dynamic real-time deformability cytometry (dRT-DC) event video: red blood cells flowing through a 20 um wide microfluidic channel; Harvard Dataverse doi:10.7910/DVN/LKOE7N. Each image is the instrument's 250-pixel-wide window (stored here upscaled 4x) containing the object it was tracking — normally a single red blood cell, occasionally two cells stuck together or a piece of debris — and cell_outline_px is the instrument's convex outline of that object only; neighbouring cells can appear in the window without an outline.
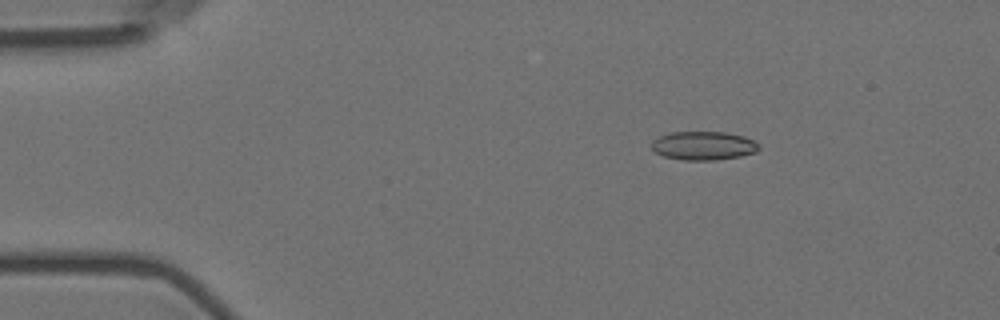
{"species": "Egyptian fruit bat (a non-hibernating species)", "species_latin": "Rousettus aegyptiacus", "temperature_condition": "room temperature", "stored_images_in_passage": 14, "camera_frame_rate_fps": 3000, "um_per_image_px": 0.085, "animal": {"sex": "female"}, "frame": {"image": 1, "passage_image": 2, "time_ms": 0.333, "image_size_px": [1000, 320], "cell_outline_px": [[760, 148], [756, 152], [740, 156], [716, 160], [684, 160], [664, 156], [656, 152], [652, 148], [652, 140], [668, 132], [724, 132], [744, 136], [760, 144]], "centroid_in_image_um": [59.81, 12.38], "position_along_channel_um": 25.2, "area_um2": 17.92}}
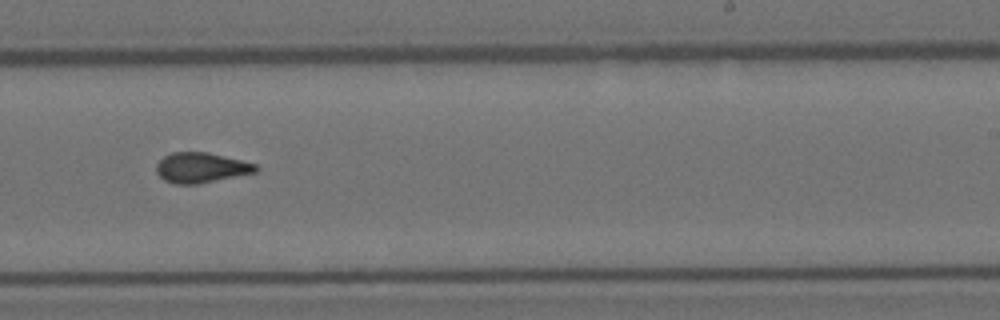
{"frame": {"image": 2, "passage_image": 9, "time_ms": 2.667, "image_size_px": [1000, 320], "cell_outline_px": [[260, 168], [256, 172], [200, 184], [172, 184], [164, 180], [156, 172], [156, 164], [164, 156], [172, 152], [208, 152], [256, 164]], "centroid_in_image_um": [17.08, 14.26], "position_along_channel_um": 271.9, "area_um2": 17.57}}
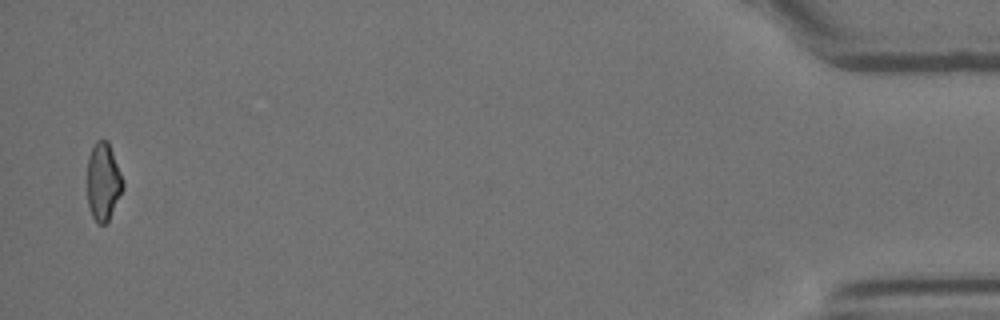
{"frame": {"image": 3, "passage_image": 14, "time_ms": 4.333, "image_size_px": [1000, 320], "cell_outline_px": [[124, 188], [108, 220], [104, 224], [100, 224], [92, 216], [88, 204], [88, 156], [96, 140], [108, 140], [124, 180]], "centroid_in_image_um": [8.79, 15.41], "position_along_channel_um": 426.4, "area_um2": 16.07}}